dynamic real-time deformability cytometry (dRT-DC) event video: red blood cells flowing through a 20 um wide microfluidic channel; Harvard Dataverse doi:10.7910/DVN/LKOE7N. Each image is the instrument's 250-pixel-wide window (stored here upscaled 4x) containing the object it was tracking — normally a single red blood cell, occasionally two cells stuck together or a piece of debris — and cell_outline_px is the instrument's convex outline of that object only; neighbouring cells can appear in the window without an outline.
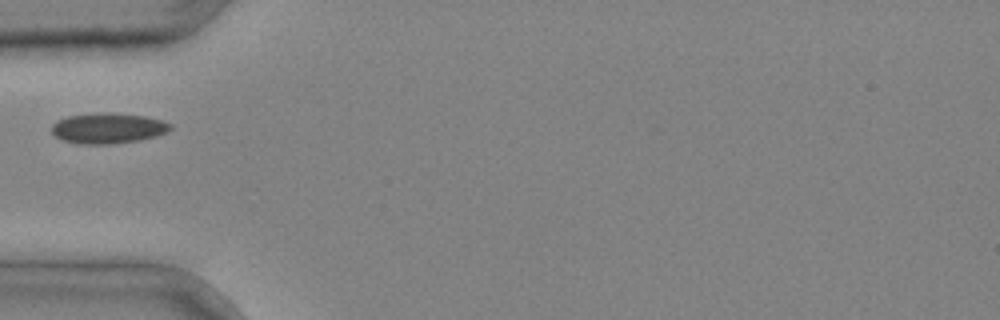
{"species": "common noctule bat (a hibernating species)", "species_latin": "Nyctalus noctula", "temperature_condition": "cold", "stored_images_in_passage": 4, "camera_frame_rate_fps": 3000, "um_per_image_px": 0.085, "animal": {"sex": "male", "body_mass_g": 20.4}, "frame": {"image": 1, "passage_image": 4, "time_ms": 1.0, "image_size_px": [1000, 320], "cell_outline_px": [[172, 128], [168, 132], [156, 136], [140, 140], [112, 144], [76, 144], [60, 140], [52, 132], [52, 124], [56, 120], [68, 116], [100, 112], [112, 112], [144, 116], [160, 120], [172, 124]], "centroid_in_image_um": [9.16, 10.9], "position_along_channel_um": 75.8, "area_um2": 21.39}}